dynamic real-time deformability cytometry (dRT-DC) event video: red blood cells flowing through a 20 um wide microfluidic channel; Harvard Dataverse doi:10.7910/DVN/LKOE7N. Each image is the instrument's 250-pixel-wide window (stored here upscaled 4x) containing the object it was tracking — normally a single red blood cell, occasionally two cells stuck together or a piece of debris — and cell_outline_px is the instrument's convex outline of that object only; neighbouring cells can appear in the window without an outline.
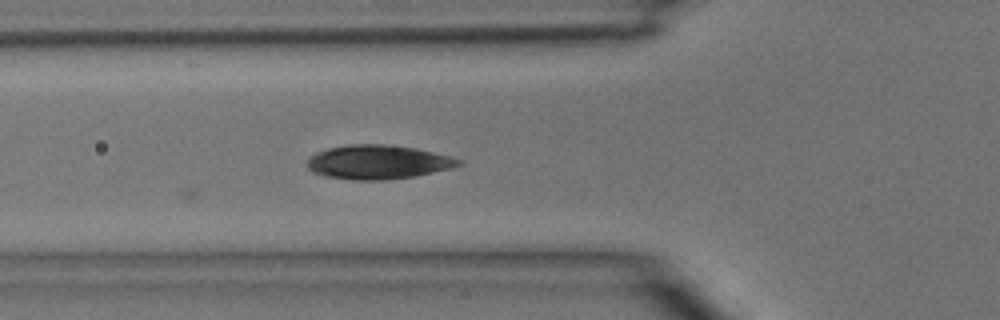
{"species": "common noctule bat (a hibernating species)", "species_latin": "Nyctalus noctula", "temperature_condition": "room temperature", "stored_images_in_passage": 15, "camera_frame_rate_fps": 3000, "um_per_image_px": 0.085, "animal": {"sex": "male", "body_mass_g": 15.6}, "frame": {"image": 1, "passage_image": 15, "time_ms": 4.667, "image_size_px": [1000, 320], "cell_outline_px": [[464, 164], [416, 176], [384, 180], [356, 180], [324, 176], [312, 172], [308, 168], [308, 160], [316, 152], [328, 148], [348, 144], [384, 144], [416, 148], [452, 156], [464, 160]], "centroid_in_image_um": [32.15, 13.77], "position_along_channel_um": 93.7, "area_um2": 30.11}}